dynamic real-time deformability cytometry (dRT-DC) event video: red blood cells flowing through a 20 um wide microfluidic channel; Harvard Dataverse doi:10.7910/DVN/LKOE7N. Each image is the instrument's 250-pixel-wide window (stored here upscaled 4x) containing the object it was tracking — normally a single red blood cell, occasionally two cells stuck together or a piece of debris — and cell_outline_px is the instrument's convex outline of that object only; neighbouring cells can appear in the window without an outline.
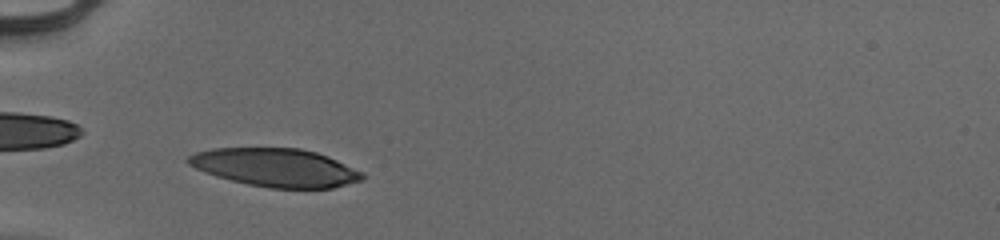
{"species": "human", "species_latin": "Homo sapiens", "temperature_condition": "cold", "stored_images_in_passage": 38, "camera_frame_rate_fps": 3000, "um_per_image_px": 0.085, "donor": {"sex": "male"}, "frame": {"image": 1, "passage_image": 6, "time_ms": 1.667, "image_size_px": [1000, 240], "cell_outline_px": [[364, 180], [332, 188], [268, 188], [248, 184], [216, 176], [204, 172], [188, 164], [184, 160], [188, 156], [196, 152], [212, 148], [300, 148], [316, 152], [328, 156], [364, 172]], "centroid_in_image_um": [23.43, 14.24], "position_along_channel_um": 61.6, "area_um2": 38.9}}
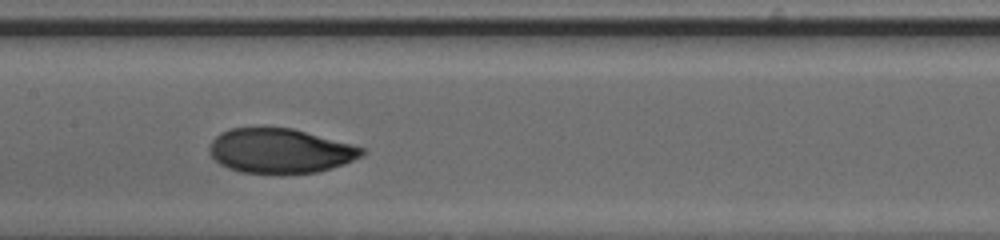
{"frame": {"image": 2, "passage_image": 16, "time_ms": 5.0, "image_size_px": [1000, 240], "cell_outline_px": [[368, 152], [364, 156], [344, 164], [332, 168], [316, 172], [240, 172], [228, 168], [220, 164], [208, 152], [208, 148], [212, 140], [220, 132], [228, 128], [292, 128], [364, 148]], "centroid_in_image_um": [23.8, 12.81], "position_along_channel_um": 183.6, "area_um2": 39.25}}
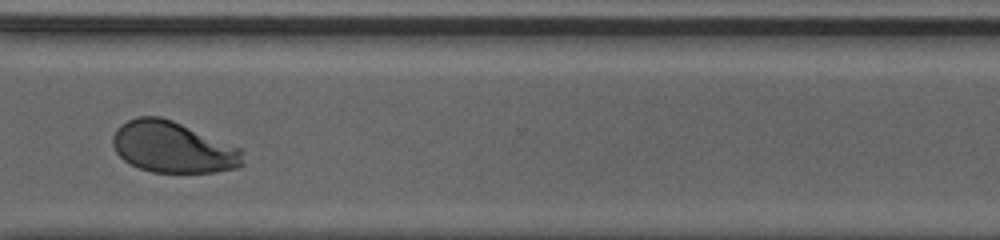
{"frame": {"image": 3, "passage_image": 29, "time_ms": 9.333, "image_size_px": [1000, 240], "cell_outline_px": [[244, 164], [236, 168], [216, 172], [152, 172], [140, 168], [124, 160], [116, 152], [112, 144], [112, 136], [116, 128], [120, 124], [136, 116], [160, 116], [172, 120], [240, 148]], "centroid_in_image_um": [14.66, 12.51], "position_along_channel_um": 355.9, "area_um2": 38.67}, "authors_computed_cell_mechanics": {"area_um2": 39.4774, "velocity_mm_per_s": 3.9694, "shape_relaxation_time_tau1_ms": 3.3894, "shape_relaxation_time_tau2_ms": 0.9862, "deformation_change_tau1": 0.1781, "deformation_change_tau2": 0.0459}}